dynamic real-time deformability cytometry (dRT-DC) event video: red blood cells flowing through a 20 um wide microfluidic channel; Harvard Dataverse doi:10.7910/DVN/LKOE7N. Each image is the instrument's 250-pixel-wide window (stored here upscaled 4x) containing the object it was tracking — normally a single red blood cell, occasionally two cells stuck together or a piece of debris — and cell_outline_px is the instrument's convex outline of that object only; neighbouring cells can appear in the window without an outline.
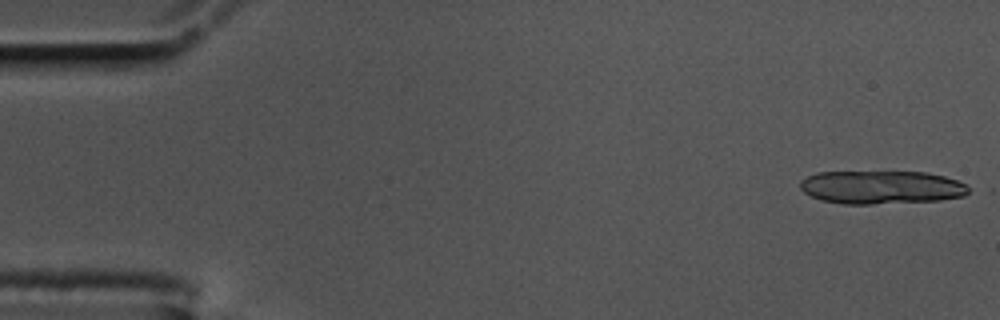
{"species": "common noctule bat (a hibernating species)", "species_latin": "Nyctalus noctula", "temperature_condition": "cold", "stored_images_in_passage": 14, "camera_frame_rate_fps": 3000, "um_per_image_px": 0.085, "animal": {"sex": "male", "body_mass_g": 17.5, "forearm_length_mm": 52.3}, "frame": {"image": 1, "passage_image": 1, "time_ms": 0.0, "image_size_px": [1000, 320], "cell_outline_px": [[972, 192], [964, 196], [940, 200], [872, 204], [840, 204], [820, 200], [804, 192], [800, 188], [800, 180], [816, 172], [928, 172], [944, 176], [956, 180], [972, 188]], "centroid_in_image_um": [74.93, 15.92], "position_along_channel_um": 10.1, "area_um2": 32.95}}